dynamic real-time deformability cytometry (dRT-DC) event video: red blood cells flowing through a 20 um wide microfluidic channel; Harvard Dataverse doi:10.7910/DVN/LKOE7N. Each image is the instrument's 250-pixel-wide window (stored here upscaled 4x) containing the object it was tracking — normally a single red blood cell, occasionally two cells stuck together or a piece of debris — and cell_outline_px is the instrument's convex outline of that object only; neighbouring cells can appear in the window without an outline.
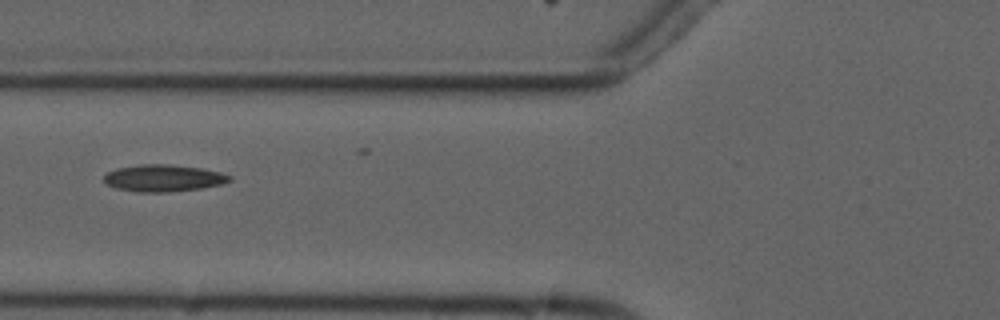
{"species": "common noctule bat (a hibernating species)", "species_latin": "Nyctalus noctula", "temperature_condition": "cold", "stored_images_in_passage": 6, "camera_frame_rate_fps": 3000, "um_per_image_px": 0.085, "animal": {"sex": "male", "forearm_length_mm": 52.5}, "frame": {"image": 1, "passage_image": 2, "time_ms": 1.333, "image_size_px": [1000, 320], "cell_outline_px": [[232, 180], [220, 184], [200, 188], [168, 192], [136, 192], [116, 188], [104, 184], [104, 176], [108, 172], [116, 168], [140, 164], [168, 164], [200, 168], [220, 172], [232, 176]], "centroid_in_image_um": [13.85, 15.14], "position_along_channel_um": 111.9, "area_um2": 19.71}}
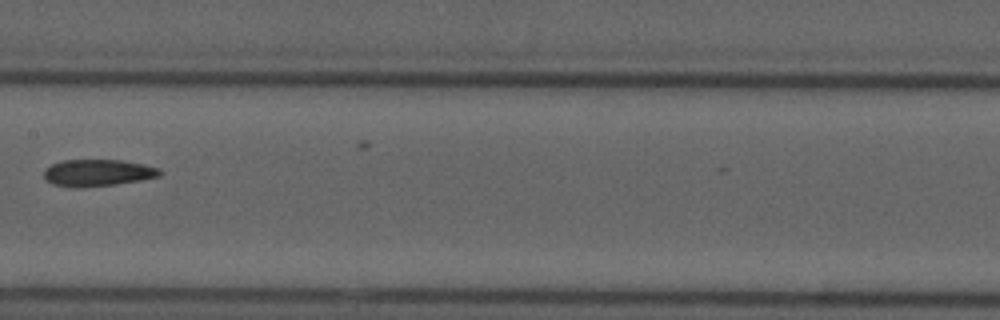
{"frame": {"image": 2, "passage_image": 4, "time_ms": 3.667, "image_size_px": [1000, 320], "cell_outline_px": [[164, 172], [160, 176], [140, 180], [116, 184], [80, 188], [68, 188], [52, 184], [44, 176], [44, 168], [52, 164], [64, 160], [120, 160], [144, 164], [160, 168]], "centroid_in_image_um": [8.31, 14.69], "position_along_channel_um": 199.1, "area_um2": 18.32}}